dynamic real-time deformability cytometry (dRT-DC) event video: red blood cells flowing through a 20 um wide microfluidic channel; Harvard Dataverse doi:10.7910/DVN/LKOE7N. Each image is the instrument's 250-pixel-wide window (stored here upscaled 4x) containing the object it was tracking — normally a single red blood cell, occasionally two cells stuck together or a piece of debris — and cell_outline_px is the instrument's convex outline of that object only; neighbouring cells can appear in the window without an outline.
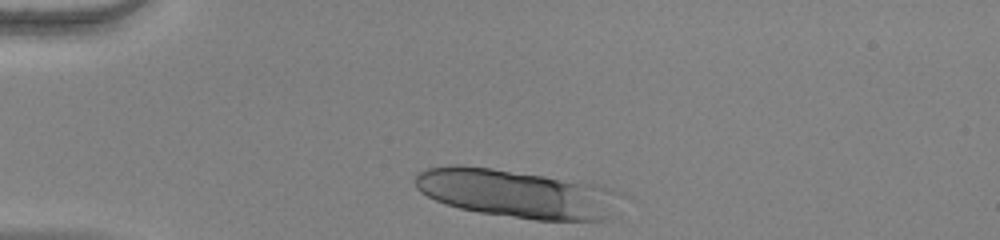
{"species": "human", "species_latin": "Homo sapiens", "temperature_condition": "warm", "stored_images_in_passage": 34, "segment_of_instrument_passage": [1, 2], "camera_frame_rate_fps": 3000, "um_per_image_px": 0.085, "donor": {"sex": "female"}, "frame": {"image": 1, "passage_image": 1, "time_ms": 0.0, "image_size_px": [1000, 240], "cell_outline_px": [[628, 196], [612, 220], [536, 220], [480, 212], [460, 208], [436, 200], [420, 192], [416, 188], [412, 180], [420, 172], [428, 168], [448, 164], [460, 164], [492, 168], [600, 184], [624, 192]], "centroid_in_image_um": [44.11, 16.46], "position_along_channel_um": 40.9, "area_um2": 59.3}}